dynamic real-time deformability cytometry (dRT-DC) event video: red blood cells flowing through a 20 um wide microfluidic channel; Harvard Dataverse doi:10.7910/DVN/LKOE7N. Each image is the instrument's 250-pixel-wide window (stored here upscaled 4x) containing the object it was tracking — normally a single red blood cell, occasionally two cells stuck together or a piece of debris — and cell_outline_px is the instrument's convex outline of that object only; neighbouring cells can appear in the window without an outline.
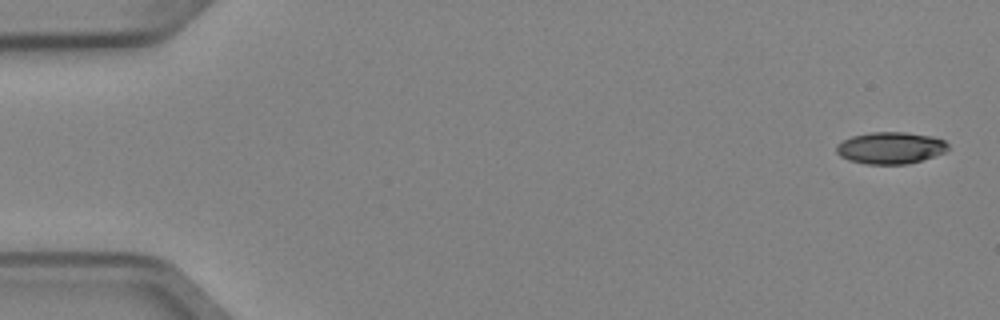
{"species": "Egyptian fruit bat (a non-hibernating species)", "species_latin": "Rousettus aegyptiacus", "temperature_condition": "cold", "stored_images_in_passage": 4, "camera_frame_rate_fps": 3000, "um_per_image_px": 0.085, "animal": {"sex": "female"}, "frame": {"image": 1, "passage_image": 1, "time_ms": 0.0, "image_size_px": [1000, 320], "cell_outline_px": [[948, 152], [908, 164], [864, 164], [848, 160], [840, 156], [836, 152], [836, 144], [852, 136], [872, 132], [904, 132], [932, 136], [944, 140], [948, 144]], "centroid_in_image_um": [75.7, 12.58], "position_along_channel_um": 9.3, "area_um2": 20.87}}
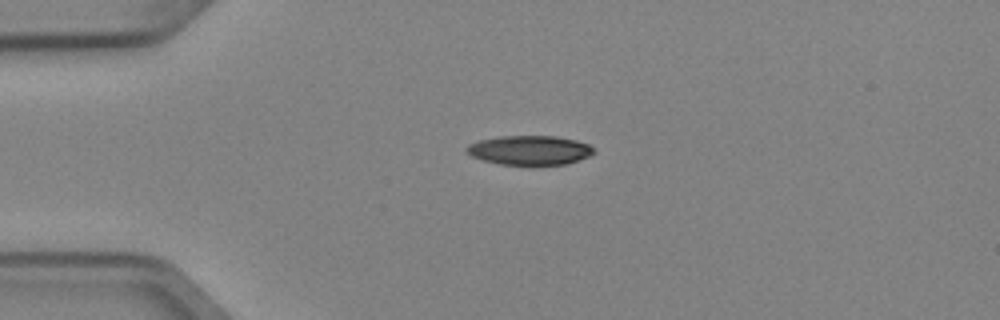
{"frame": {"image": 2, "passage_image": 4, "time_ms": 1.0, "image_size_px": [1000, 320], "cell_outline_px": [[596, 152], [580, 160], [564, 164], [528, 168], [500, 164], [484, 160], [472, 156], [464, 148], [468, 144], [480, 140], [500, 136], [556, 136], [576, 140], [588, 144]], "centroid_in_image_um": [45.03, 12.81], "position_along_channel_um": 40.0, "area_um2": 22.43}}